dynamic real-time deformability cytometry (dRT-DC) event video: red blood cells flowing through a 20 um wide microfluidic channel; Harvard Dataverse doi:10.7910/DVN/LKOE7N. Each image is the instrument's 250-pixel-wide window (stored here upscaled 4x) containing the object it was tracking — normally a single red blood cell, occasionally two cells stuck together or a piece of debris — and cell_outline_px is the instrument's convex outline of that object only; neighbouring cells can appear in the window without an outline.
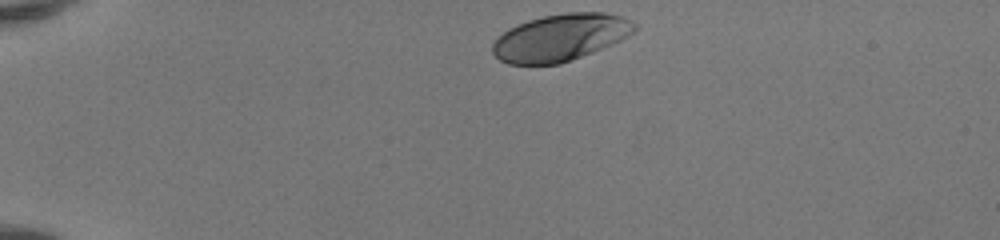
{"species": "human", "species_latin": "Homo sapiens", "temperature_condition": "room temperature", "stored_images_in_passage": 35, "camera_frame_rate_fps": 3000, "um_per_image_px": 0.085, "donor": {"sex": "female"}, "frame": {"image": 1, "passage_image": 1, "time_ms": 0.0, "image_size_px": [1000, 240], "cell_outline_px": [[636, 28], [628, 36], [612, 44], [592, 52], [560, 64], [508, 64], [500, 60], [492, 52], [492, 44], [508, 28], [528, 20], [544, 16], [568, 12], [604, 12], [620, 16], [632, 20], [636, 24]], "centroid_in_image_um": [47.64, 3.18], "position_along_channel_um": 37.4, "area_um2": 38.61}}
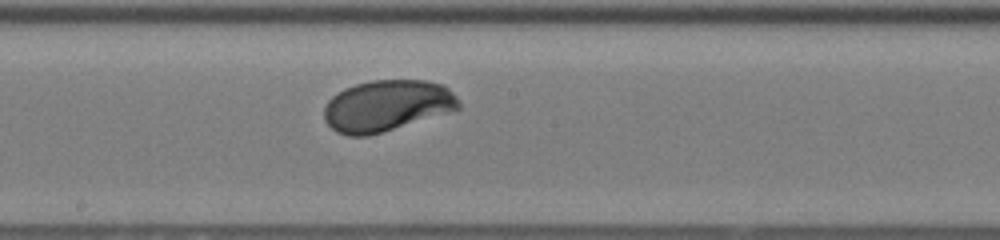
{"frame": {"image": 2, "passage_image": 19, "time_ms": 6.0, "image_size_px": [1000, 240], "cell_outline_px": [[460, 108], [384, 132], [368, 136], [348, 136], [336, 132], [324, 120], [324, 108], [328, 100], [332, 96], [344, 88], [356, 84], [372, 80], [428, 80], [444, 84], [456, 96], [460, 104]], "centroid_in_image_um": [32.86, 8.98], "position_along_channel_um": 215.3, "area_um2": 40.29}}
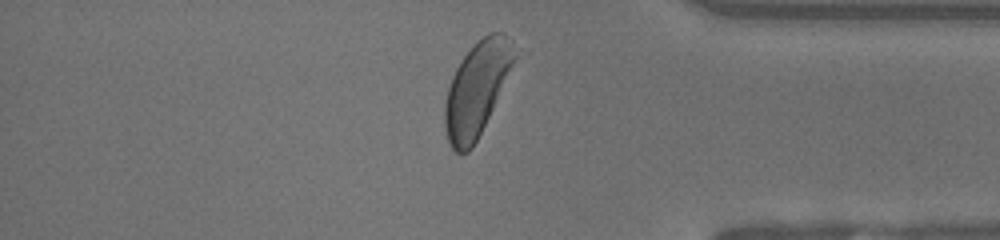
{"frame": {"image": 3, "passage_image": 33, "time_ms": 10.667, "image_size_px": [1000, 240], "cell_outline_px": [[520, 56], [472, 148], [468, 152], [456, 152], [448, 144], [444, 124], [444, 108], [448, 88], [452, 76], [460, 60], [488, 32], [504, 32], [512, 40], [520, 52]], "centroid_in_image_um": [40.59, 7.51], "position_along_channel_um": 394.6, "area_um2": 38.44}, "authors_computed_cell_mechanics": {"area_um2": 39.882, "velocity_mm_per_s": 4.0996, "shape_relaxation_time_tau1_ms": 1.5359, "shape_relaxation_time_tau2_ms": null, "deformation_change_tau1": 0.1331, "deformation_change_tau2": null}}